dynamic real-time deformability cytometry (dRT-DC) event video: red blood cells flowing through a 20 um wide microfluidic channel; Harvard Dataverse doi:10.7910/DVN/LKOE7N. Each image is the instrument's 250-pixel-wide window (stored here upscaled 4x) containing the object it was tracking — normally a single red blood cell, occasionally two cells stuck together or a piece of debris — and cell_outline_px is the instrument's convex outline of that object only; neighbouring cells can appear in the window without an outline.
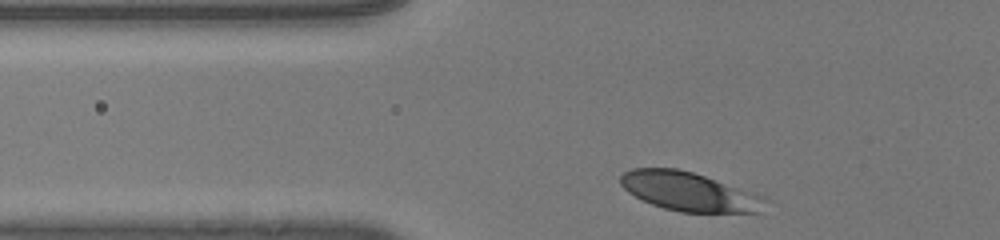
{"species": "human", "species_latin": "Homo sapiens", "temperature_condition": "room temperature", "stored_images_in_passage": 30, "camera_frame_rate_fps": 3000, "um_per_image_px": 0.085, "donor": {"sex": "male"}, "frame": {"image": 1, "passage_image": 3, "time_ms": 0.667, "image_size_px": [1000, 240], "cell_outline_px": [[772, 200], [760, 212], [680, 212], [664, 208], [652, 204], [628, 192], [620, 184], [620, 176], [624, 172], [632, 168], [676, 168], [692, 172], [704, 176]], "centroid_in_image_um": [58.56, 16.29], "position_along_channel_um": 67.2, "area_um2": 32.37}}
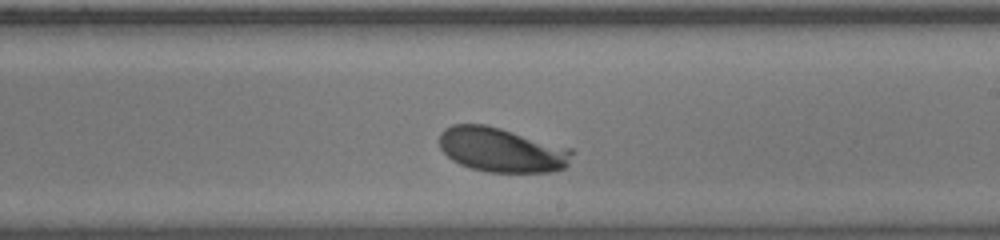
{"frame": {"image": 2, "passage_image": 18, "time_ms": 5.667, "image_size_px": [1000, 240], "cell_outline_px": [[572, 152], [568, 164], [564, 168], [552, 172], [488, 172], [472, 168], [460, 164], [452, 160], [440, 148], [440, 132], [444, 128], [452, 124], [484, 124], [500, 128], [572, 148]], "centroid_in_image_um": [42.63, 12.73], "position_along_channel_um": 246.4, "area_um2": 34.33}}
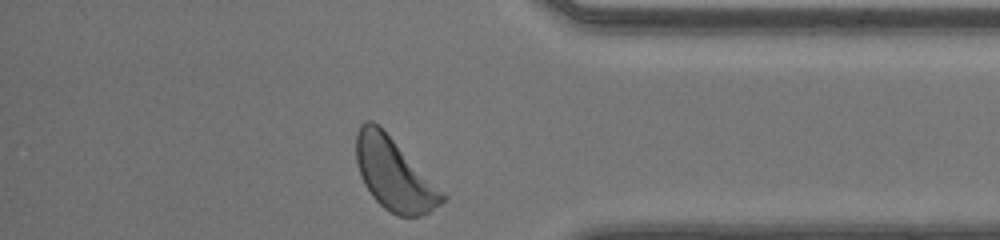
{"frame": {"image": 3, "passage_image": 30, "time_ms": 9.667, "image_size_px": [1000, 240], "cell_outline_px": [[448, 196], [440, 204], [428, 212], [420, 216], [396, 216], [384, 208], [372, 196], [364, 184], [360, 176], [356, 164], [356, 132], [360, 124], [364, 120], [372, 120], [380, 124]], "centroid_in_image_um": [33.48, 14.76], "position_along_channel_um": 401.7, "area_um2": 36.59}, "authors_computed_cell_mechanics": {"area_um2": 34.4488, "velocity_mm_per_s": 4.0447, "shape_relaxation_time_tau1_ms": 1.6699, "shape_relaxation_time_tau2_ms": null, "deformation_change_tau1": 0.1189, "deformation_change_tau2": null}}